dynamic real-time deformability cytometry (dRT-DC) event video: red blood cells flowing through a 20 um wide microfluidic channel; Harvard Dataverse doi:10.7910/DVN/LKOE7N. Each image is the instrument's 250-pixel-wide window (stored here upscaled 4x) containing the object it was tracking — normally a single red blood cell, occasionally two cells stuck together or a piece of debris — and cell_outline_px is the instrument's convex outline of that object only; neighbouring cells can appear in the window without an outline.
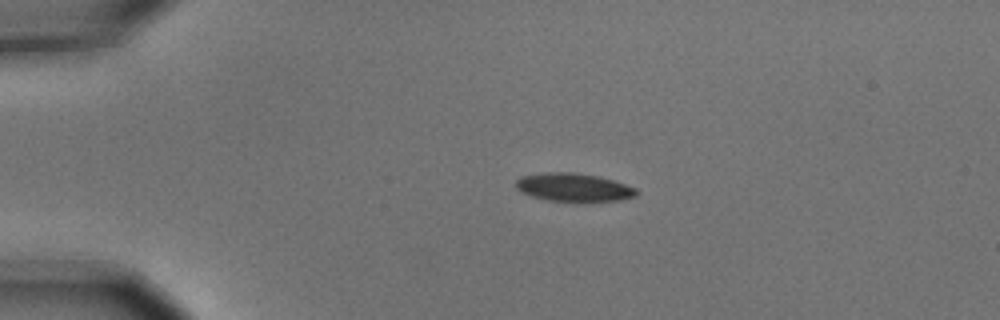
{"species": "common noctule bat (a hibernating species)", "species_latin": "Nyctalus noctula", "temperature_condition": "cold", "stored_images_in_passage": 4, "camera_frame_rate_fps": 3000, "um_per_image_px": 0.085, "animal": {"sex": "male", "body_mass_g": 15.6}, "frame": {"image": 1, "passage_image": 3, "time_ms": 0.667, "image_size_px": [1000, 320], "cell_outline_px": [[640, 192], [636, 196], [620, 200], [548, 200], [532, 196], [520, 192], [516, 188], [516, 180], [520, 176], [548, 172], [576, 172], [600, 176], [636, 188]], "centroid_in_image_um": [48.75, 15.9], "position_along_channel_um": 36.3, "area_um2": 19.59}}